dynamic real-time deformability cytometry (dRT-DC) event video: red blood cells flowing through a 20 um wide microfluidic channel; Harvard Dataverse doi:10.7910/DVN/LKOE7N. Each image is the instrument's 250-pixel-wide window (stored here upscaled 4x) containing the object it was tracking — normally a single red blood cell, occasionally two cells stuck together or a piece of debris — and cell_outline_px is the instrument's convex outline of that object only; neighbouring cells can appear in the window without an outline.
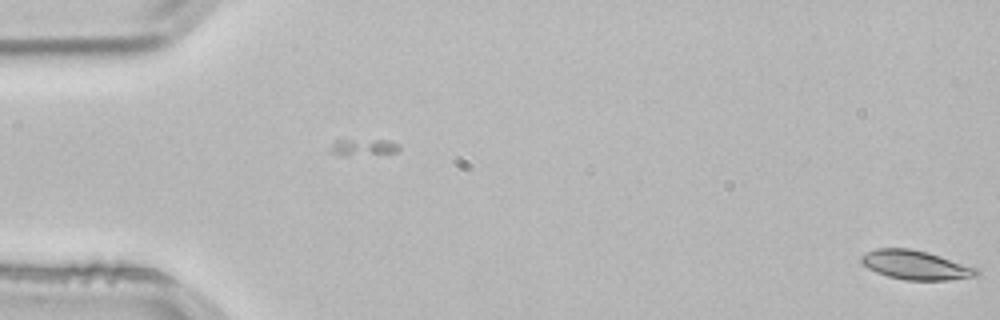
{"species": "common noctule bat (a hibernating species)", "species_latin": "Nyctalus noctula", "temperature_condition": "room temperature", "stored_images_in_passage": 6, "camera_frame_rate_fps": 3000, "um_per_image_px": 0.085, "animal": {"sex": "male", "body_mass_g": 21.5, "forearm_length_mm": 52.0}, "frame": {"image": 1, "passage_image": 6, "time_ms": 1.667, "image_size_px": [1000, 320], "cell_outline_px": [[980, 276], [948, 280], [904, 280], [888, 276], [876, 272], [868, 268], [860, 260], [860, 256], [876, 248], [908, 248], [928, 252], [980, 268]], "centroid_in_image_um": [77.89, 22.53], "position_along_channel_um": 7.1, "area_um2": 19.77}}